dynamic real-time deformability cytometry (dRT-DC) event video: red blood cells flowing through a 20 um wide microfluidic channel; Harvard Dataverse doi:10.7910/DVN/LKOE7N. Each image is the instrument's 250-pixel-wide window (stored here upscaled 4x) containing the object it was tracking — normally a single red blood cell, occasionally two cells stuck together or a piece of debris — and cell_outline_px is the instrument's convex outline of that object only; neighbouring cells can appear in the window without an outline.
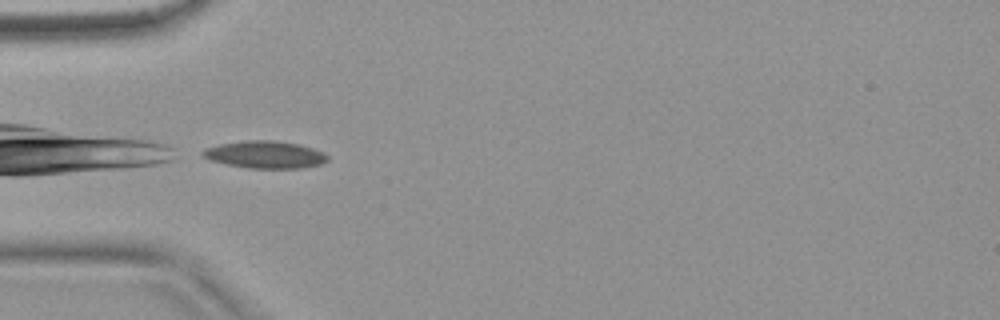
{"species": "common noctule bat (a hibernating species)", "species_latin": "Nyctalus noctula", "temperature_condition": "warm", "stored_images_in_passage": 27, "camera_frame_rate_fps": 3000, "um_per_image_px": 0.085, "animal": {"sex": "female", "body_mass_g": 18.4}, "frame": {"image": 1, "passage_image": 1, "time_ms": 0.0, "image_size_px": [1000, 320], "cell_outline_px": [[328, 160], [320, 164], [300, 168], [248, 168], [228, 164], [212, 160], [204, 156], [200, 152], [204, 148], [220, 144], [248, 140], [272, 140], [296, 144], [312, 148], [324, 152], [328, 156]], "centroid_in_image_um": [22.53, 13.14], "position_along_channel_um": 62.5, "area_um2": 19.59}}
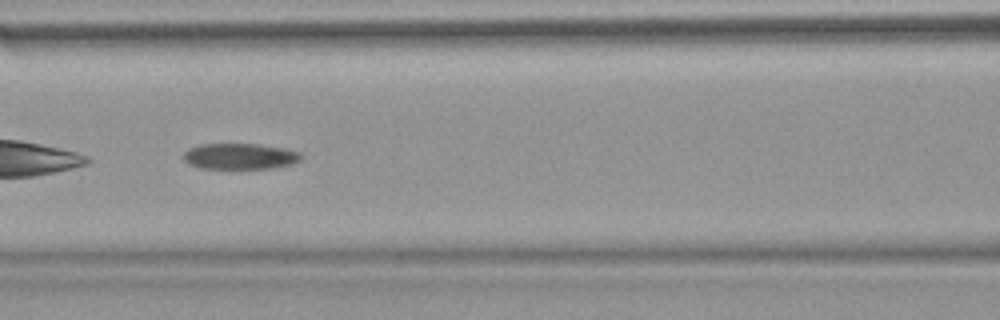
{"frame": {"image": 2, "passage_image": 8, "time_ms": 2.333, "image_size_px": [1000, 320], "cell_outline_px": [[300, 160], [292, 164], [268, 168], [200, 168], [188, 164], [184, 160], [184, 152], [188, 148], [200, 144], [256, 144], [280, 148], [300, 152]], "centroid_in_image_um": [20.33, 13.28], "position_along_channel_um": 146.3, "area_um2": 17.51}, "authors_computed_cell_mechanics": {"area_um2": 18.6116, "velocity_mm_per_s": 3.6868, "shape_relaxation_time_tau1_ms": null, "shape_relaxation_time_tau2_ms": 0.8671, "deformation_change_tau1": null, "deformation_change_tau2": 0.0341}}